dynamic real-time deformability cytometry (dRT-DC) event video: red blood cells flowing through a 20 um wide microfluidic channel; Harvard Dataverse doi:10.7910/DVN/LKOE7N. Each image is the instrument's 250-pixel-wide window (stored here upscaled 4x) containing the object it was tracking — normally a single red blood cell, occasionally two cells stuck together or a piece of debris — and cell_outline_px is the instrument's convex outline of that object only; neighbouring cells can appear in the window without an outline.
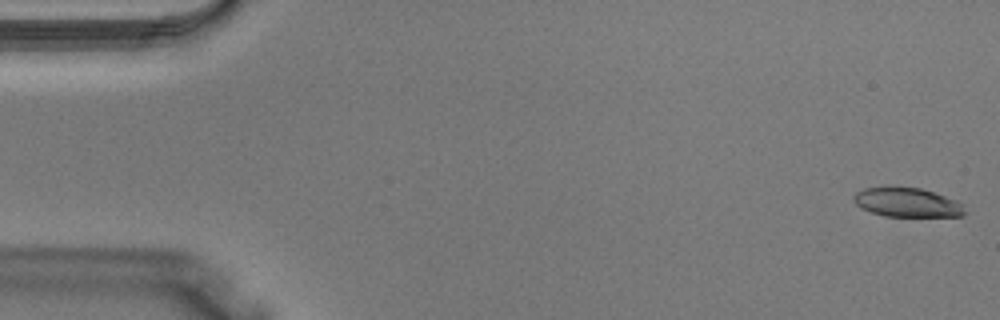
{"species": "Egyptian fruit bat (a non-hibernating species)", "species_latin": "Rousettus aegyptiacus", "temperature_condition": "warm", "stored_images_in_passage": 11, "camera_frame_rate_fps": 3000, "um_per_image_px": 0.085, "animal": {"sex": "male"}, "frame": {"image": 1, "passage_image": 1, "time_ms": 0.0, "image_size_px": [1000, 320], "cell_outline_px": [[964, 216], [884, 216], [860, 208], [852, 200], [852, 196], [856, 192], [864, 188], [888, 184], [892, 184], [920, 188], [956, 200], [964, 204]], "centroid_in_image_um": [77.03, 17.16], "position_along_channel_um": 8.0, "area_um2": 19.48}}
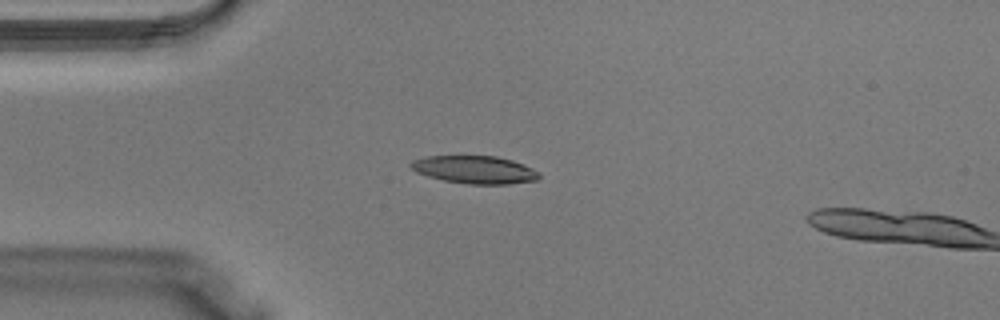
{"frame": {"image": 2, "passage_image": 10, "time_ms": 3.0, "image_size_px": [1000, 320], "cell_outline_px": [[540, 176], [536, 180], [508, 184], [468, 184], [444, 180], [428, 176], [416, 172], [408, 164], [412, 160], [428, 156], [496, 156], [512, 160], [524, 164], [540, 172]], "centroid_in_image_um": [40.36, 14.42], "position_along_channel_um": 44.6, "area_um2": 20.75}}